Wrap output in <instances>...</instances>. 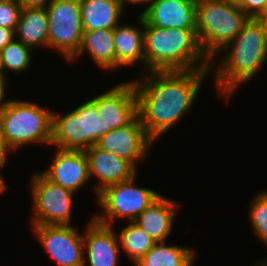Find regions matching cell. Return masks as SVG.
<instances>
[{
    "instance_id": "1",
    "label": "cell",
    "mask_w": 267,
    "mask_h": 266,
    "mask_svg": "<svg viewBox=\"0 0 267 266\" xmlns=\"http://www.w3.org/2000/svg\"><path fill=\"white\" fill-rule=\"evenodd\" d=\"M210 71L211 69L141 72L144 78L133 81L138 116L154 142L191 110L202 82Z\"/></svg>"
},
{
    "instance_id": "2",
    "label": "cell",
    "mask_w": 267,
    "mask_h": 266,
    "mask_svg": "<svg viewBox=\"0 0 267 266\" xmlns=\"http://www.w3.org/2000/svg\"><path fill=\"white\" fill-rule=\"evenodd\" d=\"M221 60H211L214 84L220 96L230 99L235 90L262 69L267 60V26L250 18L241 32L218 52ZM217 64V65H216ZM241 84V85H240Z\"/></svg>"
},
{
    "instance_id": "3",
    "label": "cell",
    "mask_w": 267,
    "mask_h": 266,
    "mask_svg": "<svg viewBox=\"0 0 267 266\" xmlns=\"http://www.w3.org/2000/svg\"><path fill=\"white\" fill-rule=\"evenodd\" d=\"M143 33L145 72L210 69L196 29L158 28L143 19Z\"/></svg>"
},
{
    "instance_id": "4",
    "label": "cell",
    "mask_w": 267,
    "mask_h": 266,
    "mask_svg": "<svg viewBox=\"0 0 267 266\" xmlns=\"http://www.w3.org/2000/svg\"><path fill=\"white\" fill-rule=\"evenodd\" d=\"M196 36L211 61L241 32L248 17L235 0H196Z\"/></svg>"
},
{
    "instance_id": "5",
    "label": "cell",
    "mask_w": 267,
    "mask_h": 266,
    "mask_svg": "<svg viewBox=\"0 0 267 266\" xmlns=\"http://www.w3.org/2000/svg\"><path fill=\"white\" fill-rule=\"evenodd\" d=\"M0 134L12 151L31 143L51 145L52 111L12 99L0 110Z\"/></svg>"
},
{
    "instance_id": "6",
    "label": "cell",
    "mask_w": 267,
    "mask_h": 266,
    "mask_svg": "<svg viewBox=\"0 0 267 266\" xmlns=\"http://www.w3.org/2000/svg\"><path fill=\"white\" fill-rule=\"evenodd\" d=\"M103 136L104 124L91 99L65 115L52 112L51 145L57 149L85 151Z\"/></svg>"
},
{
    "instance_id": "7",
    "label": "cell",
    "mask_w": 267,
    "mask_h": 266,
    "mask_svg": "<svg viewBox=\"0 0 267 266\" xmlns=\"http://www.w3.org/2000/svg\"><path fill=\"white\" fill-rule=\"evenodd\" d=\"M133 178L105 187L96 197L104 213L93 217L100 223L112 226L116 218H127L133 222L139 214L161 194L155 190L135 185Z\"/></svg>"
},
{
    "instance_id": "8",
    "label": "cell",
    "mask_w": 267,
    "mask_h": 266,
    "mask_svg": "<svg viewBox=\"0 0 267 266\" xmlns=\"http://www.w3.org/2000/svg\"><path fill=\"white\" fill-rule=\"evenodd\" d=\"M48 14V47L70 61L79 51L83 25L79 0H52Z\"/></svg>"
},
{
    "instance_id": "9",
    "label": "cell",
    "mask_w": 267,
    "mask_h": 266,
    "mask_svg": "<svg viewBox=\"0 0 267 266\" xmlns=\"http://www.w3.org/2000/svg\"><path fill=\"white\" fill-rule=\"evenodd\" d=\"M31 181L32 225H70L74 192L48 180L41 172Z\"/></svg>"
},
{
    "instance_id": "10",
    "label": "cell",
    "mask_w": 267,
    "mask_h": 266,
    "mask_svg": "<svg viewBox=\"0 0 267 266\" xmlns=\"http://www.w3.org/2000/svg\"><path fill=\"white\" fill-rule=\"evenodd\" d=\"M45 251L59 266H84L83 235L71 225H32Z\"/></svg>"
},
{
    "instance_id": "11",
    "label": "cell",
    "mask_w": 267,
    "mask_h": 266,
    "mask_svg": "<svg viewBox=\"0 0 267 266\" xmlns=\"http://www.w3.org/2000/svg\"><path fill=\"white\" fill-rule=\"evenodd\" d=\"M104 124V136L111 130L130 124L138 116V101L132 81L115 85L91 98Z\"/></svg>"
},
{
    "instance_id": "12",
    "label": "cell",
    "mask_w": 267,
    "mask_h": 266,
    "mask_svg": "<svg viewBox=\"0 0 267 266\" xmlns=\"http://www.w3.org/2000/svg\"><path fill=\"white\" fill-rule=\"evenodd\" d=\"M153 144L154 141L148 136L137 116L127 126L109 131L95 145L130 162L137 169V161L146 159V154Z\"/></svg>"
},
{
    "instance_id": "13",
    "label": "cell",
    "mask_w": 267,
    "mask_h": 266,
    "mask_svg": "<svg viewBox=\"0 0 267 266\" xmlns=\"http://www.w3.org/2000/svg\"><path fill=\"white\" fill-rule=\"evenodd\" d=\"M56 151L52 164L41 173L53 183L74 193L78 192L91 180L85 151L59 148Z\"/></svg>"
},
{
    "instance_id": "14",
    "label": "cell",
    "mask_w": 267,
    "mask_h": 266,
    "mask_svg": "<svg viewBox=\"0 0 267 266\" xmlns=\"http://www.w3.org/2000/svg\"><path fill=\"white\" fill-rule=\"evenodd\" d=\"M91 219L83 234L84 266H117L121 247L113 226Z\"/></svg>"
},
{
    "instance_id": "15",
    "label": "cell",
    "mask_w": 267,
    "mask_h": 266,
    "mask_svg": "<svg viewBox=\"0 0 267 266\" xmlns=\"http://www.w3.org/2000/svg\"><path fill=\"white\" fill-rule=\"evenodd\" d=\"M89 162L90 179L97 177L96 196L105 187L127 181L137 175L136 168L128 161L93 145L85 150Z\"/></svg>"
},
{
    "instance_id": "16",
    "label": "cell",
    "mask_w": 267,
    "mask_h": 266,
    "mask_svg": "<svg viewBox=\"0 0 267 266\" xmlns=\"http://www.w3.org/2000/svg\"><path fill=\"white\" fill-rule=\"evenodd\" d=\"M141 16L158 28L196 29V0H153Z\"/></svg>"
},
{
    "instance_id": "17",
    "label": "cell",
    "mask_w": 267,
    "mask_h": 266,
    "mask_svg": "<svg viewBox=\"0 0 267 266\" xmlns=\"http://www.w3.org/2000/svg\"><path fill=\"white\" fill-rule=\"evenodd\" d=\"M137 18L139 26L118 24L113 29L116 69L136 63L145 72L143 17L139 15Z\"/></svg>"
},
{
    "instance_id": "18",
    "label": "cell",
    "mask_w": 267,
    "mask_h": 266,
    "mask_svg": "<svg viewBox=\"0 0 267 266\" xmlns=\"http://www.w3.org/2000/svg\"><path fill=\"white\" fill-rule=\"evenodd\" d=\"M169 199L160 195L133 221L156 242L168 240L172 232L175 211L179 205Z\"/></svg>"
},
{
    "instance_id": "19",
    "label": "cell",
    "mask_w": 267,
    "mask_h": 266,
    "mask_svg": "<svg viewBox=\"0 0 267 266\" xmlns=\"http://www.w3.org/2000/svg\"><path fill=\"white\" fill-rule=\"evenodd\" d=\"M85 52H88L87 54L91 56L93 62L102 70L113 71L116 69L113 29L83 31L80 49L70 61L77 60Z\"/></svg>"
},
{
    "instance_id": "20",
    "label": "cell",
    "mask_w": 267,
    "mask_h": 266,
    "mask_svg": "<svg viewBox=\"0 0 267 266\" xmlns=\"http://www.w3.org/2000/svg\"><path fill=\"white\" fill-rule=\"evenodd\" d=\"M15 39L30 48H48V14L45 7L22 8Z\"/></svg>"
},
{
    "instance_id": "21",
    "label": "cell",
    "mask_w": 267,
    "mask_h": 266,
    "mask_svg": "<svg viewBox=\"0 0 267 266\" xmlns=\"http://www.w3.org/2000/svg\"><path fill=\"white\" fill-rule=\"evenodd\" d=\"M83 31L114 29L121 24L119 0H79Z\"/></svg>"
},
{
    "instance_id": "22",
    "label": "cell",
    "mask_w": 267,
    "mask_h": 266,
    "mask_svg": "<svg viewBox=\"0 0 267 266\" xmlns=\"http://www.w3.org/2000/svg\"><path fill=\"white\" fill-rule=\"evenodd\" d=\"M196 252L191 247L167 245L156 242L152 249L141 257L135 266H193Z\"/></svg>"
},
{
    "instance_id": "23",
    "label": "cell",
    "mask_w": 267,
    "mask_h": 266,
    "mask_svg": "<svg viewBox=\"0 0 267 266\" xmlns=\"http://www.w3.org/2000/svg\"><path fill=\"white\" fill-rule=\"evenodd\" d=\"M116 235L119 246L125 250L133 264L147 254L156 244V241L147 235L135 222H129V225L121 228V231Z\"/></svg>"
},
{
    "instance_id": "24",
    "label": "cell",
    "mask_w": 267,
    "mask_h": 266,
    "mask_svg": "<svg viewBox=\"0 0 267 266\" xmlns=\"http://www.w3.org/2000/svg\"><path fill=\"white\" fill-rule=\"evenodd\" d=\"M32 48L24 45L21 41L13 39L0 51V64L3 74L12 71L21 73L32 64Z\"/></svg>"
},
{
    "instance_id": "25",
    "label": "cell",
    "mask_w": 267,
    "mask_h": 266,
    "mask_svg": "<svg viewBox=\"0 0 267 266\" xmlns=\"http://www.w3.org/2000/svg\"><path fill=\"white\" fill-rule=\"evenodd\" d=\"M248 213L252 232L267 246V191L256 193Z\"/></svg>"
},
{
    "instance_id": "26",
    "label": "cell",
    "mask_w": 267,
    "mask_h": 266,
    "mask_svg": "<svg viewBox=\"0 0 267 266\" xmlns=\"http://www.w3.org/2000/svg\"><path fill=\"white\" fill-rule=\"evenodd\" d=\"M21 10L17 0H0V26L15 31Z\"/></svg>"
},
{
    "instance_id": "27",
    "label": "cell",
    "mask_w": 267,
    "mask_h": 266,
    "mask_svg": "<svg viewBox=\"0 0 267 266\" xmlns=\"http://www.w3.org/2000/svg\"><path fill=\"white\" fill-rule=\"evenodd\" d=\"M235 3L248 17L257 19L265 10L267 0H235Z\"/></svg>"
},
{
    "instance_id": "28",
    "label": "cell",
    "mask_w": 267,
    "mask_h": 266,
    "mask_svg": "<svg viewBox=\"0 0 267 266\" xmlns=\"http://www.w3.org/2000/svg\"><path fill=\"white\" fill-rule=\"evenodd\" d=\"M15 38L14 31L0 26V51Z\"/></svg>"
},
{
    "instance_id": "29",
    "label": "cell",
    "mask_w": 267,
    "mask_h": 266,
    "mask_svg": "<svg viewBox=\"0 0 267 266\" xmlns=\"http://www.w3.org/2000/svg\"><path fill=\"white\" fill-rule=\"evenodd\" d=\"M10 151L12 150L8 147L6 141L0 134V170L3 169V166L7 163V154Z\"/></svg>"
},
{
    "instance_id": "30",
    "label": "cell",
    "mask_w": 267,
    "mask_h": 266,
    "mask_svg": "<svg viewBox=\"0 0 267 266\" xmlns=\"http://www.w3.org/2000/svg\"><path fill=\"white\" fill-rule=\"evenodd\" d=\"M22 8L46 7L52 0H17Z\"/></svg>"
},
{
    "instance_id": "31",
    "label": "cell",
    "mask_w": 267,
    "mask_h": 266,
    "mask_svg": "<svg viewBox=\"0 0 267 266\" xmlns=\"http://www.w3.org/2000/svg\"><path fill=\"white\" fill-rule=\"evenodd\" d=\"M4 74H0V110L7 105L11 100H5V87L7 86L8 80L7 76ZM7 82V83H6Z\"/></svg>"
},
{
    "instance_id": "32",
    "label": "cell",
    "mask_w": 267,
    "mask_h": 266,
    "mask_svg": "<svg viewBox=\"0 0 267 266\" xmlns=\"http://www.w3.org/2000/svg\"><path fill=\"white\" fill-rule=\"evenodd\" d=\"M153 0H119L122 8H124V4L126 3H131V4H134V5H143L145 6L146 5V8L145 10H143V12H141L139 15H142L150 6V4L152 3ZM145 4V5H144Z\"/></svg>"
},
{
    "instance_id": "33",
    "label": "cell",
    "mask_w": 267,
    "mask_h": 266,
    "mask_svg": "<svg viewBox=\"0 0 267 266\" xmlns=\"http://www.w3.org/2000/svg\"><path fill=\"white\" fill-rule=\"evenodd\" d=\"M257 19L267 26V4L265 10L261 13V15Z\"/></svg>"
},
{
    "instance_id": "34",
    "label": "cell",
    "mask_w": 267,
    "mask_h": 266,
    "mask_svg": "<svg viewBox=\"0 0 267 266\" xmlns=\"http://www.w3.org/2000/svg\"><path fill=\"white\" fill-rule=\"evenodd\" d=\"M1 171V170H0ZM7 189L6 182L4 181V178L2 177L0 173V195Z\"/></svg>"
},
{
    "instance_id": "35",
    "label": "cell",
    "mask_w": 267,
    "mask_h": 266,
    "mask_svg": "<svg viewBox=\"0 0 267 266\" xmlns=\"http://www.w3.org/2000/svg\"><path fill=\"white\" fill-rule=\"evenodd\" d=\"M261 262V263H260ZM257 264V265H256ZM252 266V265H251ZM254 266H267V261L265 260H262L261 261H258L254 264Z\"/></svg>"
},
{
    "instance_id": "36",
    "label": "cell",
    "mask_w": 267,
    "mask_h": 266,
    "mask_svg": "<svg viewBox=\"0 0 267 266\" xmlns=\"http://www.w3.org/2000/svg\"><path fill=\"white\" fill-rule=\"evenodd\" d=\"M0 74H3L2 69H1V64H0Z\"/></svg>"
}]
</instances>
